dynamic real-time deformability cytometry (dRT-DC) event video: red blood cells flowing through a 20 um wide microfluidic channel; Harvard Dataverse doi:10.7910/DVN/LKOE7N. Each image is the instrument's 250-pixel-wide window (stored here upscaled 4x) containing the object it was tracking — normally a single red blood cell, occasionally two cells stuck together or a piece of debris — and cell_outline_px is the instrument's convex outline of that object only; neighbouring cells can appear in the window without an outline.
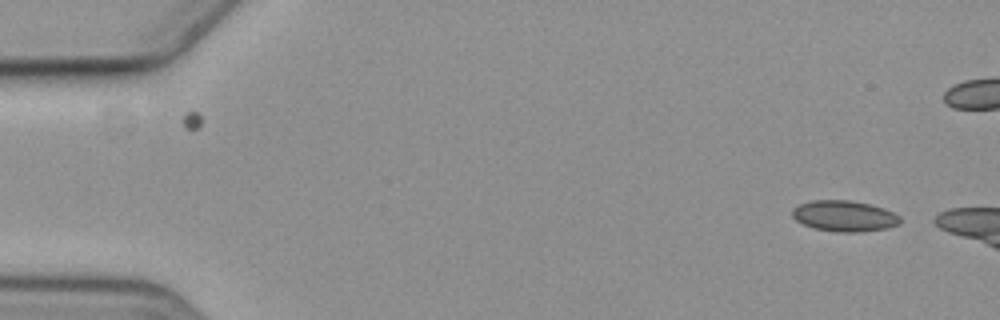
{"species": "common noctule bat (a hibernating species)", "species_latin": "Nyctalus noctula", "temperature_condition": "cold", "stored_images_in_passage": 3, "camera_frame_rate_fps": 3000, "um_per_image_px": 0.085, "animal": {"sex": "female", "body_mass_g": 19.3, "forearm_length_mm": 54.1}, "frame": {"image": 1, "passage_image": 1, "time_ms": 0.0, "image_size_px": [1000, 320], "cell_outline_px": [[900, 224], [888, 228], [860, 232], [836, 232], [812, 228], [796, 220], [792, 216], [792, 208], [800, 204], [812, 200], [848, 200], [868, 204], [884, 208], [900, 216]], "centroid_in_image_um": [71.76, 18.37], "position_along_channel_um": 13.2, "area_um2": 19.48}}